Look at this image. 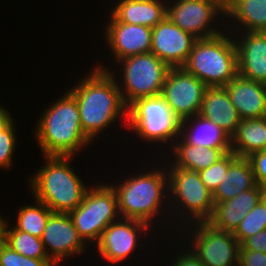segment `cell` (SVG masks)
<instances>
[{"mask_svg":"<svg viewBox=\"0 0 266 266\" xmlns=\"http://www.w3.org/2000/svg\"><path fill=\"white\" fill-rule=\"evenodd\" d=\"M92 70L69 91L77 101L82 130L91 141L119 117L128 122V107L114 73L99 65Z\"/></svg>","mask_w":266,"mask_h":266,"instance_id":"cell-1","label":"cell"},{"mask_svg":"<svg viewBox=\"0 0 266 266\" xmlns=\"http://www.w3.org/2000/svg\"><path fill=\"white\" fill-rule=\"evenodd\" d=\"M35 137L44 156L73 157L92 142L82 130L79 107L69 90L45 110Z\"/></svg>","mask_w":266,"mask_h":266,"instance_id":"cell-2","label":"cell"},{"mask_svg":"<svg viewBox=\"0 0 266 266\" xmlns=\"http://www.w3.org/2000/svg\"><path fill=\"white\" fill-rule=\"evenodd\" d=\"M45 158L46 164L29 179L34 199L53 213H69L82 203L88 187L71 168V156Z\"/></svg>","mask_w":266,"mask_h":266,"instance_id":"cell-3","label":"cell"},{"mask_svg":"<svg viewBox=\"0 0 266 266\" xmlns=\"http://www.w3.org/2000/svg\"><path fill=\"white\" fill-rule=\"evenodd\" d=\"M131 177L121 181L118 186L111 185L117 195L119 215L121 218L136 219L150 225L152 218L159 215V210L165 208L162 205L164 201V205L167 203L166 197L170 198L166 195L169 194L167 170L153 168Z\"/></svg>","mask_w":266,"mask_h":266,"instance_id":"cell-4","label":"cell"},{"mask_svg":"<svg viewBox=\"0 0 266 266\" xmlns=\"http://www.w3.org/2000/svg\"><path fill=\"white\" fill-rule=\"evenodd\" d=\"M231 38L221 33L197 39L182 68L208 87L226 86L238 75L235 39Z\"/></svg>","mask_w":266,"mask_h":266,"instance_id":"cell-5","label":"cell"},{"mask_svg":"<svg viewBox=\"0 0 266 266\" xmlns=\"http://www.w3.org/2000/svg\"><path fill=\"white\" fill-rule=\"evenodd\" d=\"M68 214L83 241L97 243L104 229L120 218L116 192L111 184L88 188L82 203Z\"/></svg>","mask_w":266,"mask_h":266,"instance_id":"cell-6","label":"cell"},{"mask_svg":"<svg viewBox=\"0 0 266 266\" xmlns=\"http://www.w3.org/2000/svg\"><path fill=\"white\" fill-rule=\"evenodd\" d=\"M117 62L124 66L121 75L124 87H119L118 83V88L127 107L137 99L161 95L171 67L156 55L149 52L129 56Z\"/></svg>","mask_w":266,"mask_h":266,"instance_id":"cell-7","label":"cell"},{"mask_svg":"<svg viewBox=\"0 0 266 266\" xmlns=\"http://www.w3.org/2000/svg\"><path fill=\"white\" fill-rule=\"evenodd\" d=\"M180 122L161 95L137 99L128 107V125L146 142H175Z\"/></svg>","mask_w":266,"mask_h":266,"instance_id":"cell-8","label":"cell"},{"mask_svg":"<svg viewBox=\"0 0 266 266\" xmlns=\"http://www.w3.org/2000/svg\"><path fill=\"white\" fill-rule=\"evenodd\" d=\"M170 166L167 169V174L168 196H171V198L168 200H173L170 201L173 204L175 200L174 205L178 204L176 205L179 208L178 211L181 206V211H183L180 213V217L182 215L184 217L183 213H186L187 218L190 215L189 218L193 223L194 221L206 222L210 218L214 207L212 192L204 185L198 172L172 167L171 164Z\"/></svg>","mask_w":266,"mask_h":266,"instance_id":"cell-9","label":"cell"},{"mask_svg":"<svg viewBox=\"0 0 266 266\" xmlns=\"http://www.w3.org/2000/svg\"><path fill=\"white\" fill-rule=\"evenodd\" d=\"M172 3L167 4V17L195 38H210L222 33L211 24L221 13L225 15V0H175Z\"/></svg>","mask_w":266,"mask_h":266,"instance_id":"cell-10","label":"cell"},{"mask_svg":"<svg viewBox=\"0 0 266 266\" xmlns=\"http://www.w3.org/2000/svg\"><path fill=\"white\" fill-rule=\"evenodd\" d=\"M191 250L205 266H238L240 243L232 232L195 222ZM194 246V247H193Z\"/></svg>","mask_w":266,"mask_h":266,"instance_id":"cell-11","label":"cell"},{"mask_svg":"<svg viewBox=\"0 0 266 266\" xmlns=\"http://www.w3.org/2000/svg\"><path fill=\"white\" fill-rule=\"evenodd\" d=\"M207 85L182 67L171 68L161 96L180 120L198 115Z\"/></svg>","mask_w":266,"mask_h":266,"instance_id":"cell-12","label":"cell"},{"mask_svg":"<svg viewBox=\"0 0 266 266\" xmlns=\"http://www.w3.org/2000/svg\"><path fill=\"white\" fill-rule=\"evenodd\" d=\"M196 40L166 17L152 28L150 52L171 68L182 67Z\"/></svg>","mask_w":266,"mask_h":266,"instance_id":"cell-13","label":"cell"},{"mask_svg":"<svg viewBox=\"0 0 266 266\" xmlns=\"http://www.w3.org/2000/svg\"><path fill=\"white\" fill-rule=\"evenodd\" d=\"M149 227L148 223L136 219L119 218L112 222L104 229L97 242L100 256L112 263L127 259L135 251L136 244H139L137 241L139 235H142L140 233H144Z\"/></svg>","mask_w":266,"mask_h":266,"instance_id":"cell-14","label":"cell"},{"mask_svg":"<svg viewBox=\"0 0 266 266\" xmlns=\"http://www.w3.org/2000/svg\"><path fill=\"white\" fill-rule=\"evenodd\" d=\"M41 240L49 259L55 265L71 255L83 253L87 247L68 213H52Z\"/></svg>","mask_w":266,"mask_h":266,"instance_id":"cell-15","label":"cell"},{"mask_svg":"<svg viewBox=\"0 0 266 266\" xmlns=\"http://www.w3.org/2000/svg\"><path fill=\"white\" fill-rule=\"evenodd\" d=\"M110 51L116 61L126 57L149 53L151 50L152 28L117 21L111 14L105 28Z\"/></svg>","mask_w":266,"mask_h":266,"instance_id":"cell-16","label":"cell"},{"mask_svg":"<svg viewBox=\"0 0 266 266\" xmlns=\"http://www.w3.org/2000/svg\"><path fill=\"white\" fill-rule=\"evenodd\" d=\"M245 33L239 35V41L236 35L233 36L237 50L238 74L266 84V32Z\"/></svg>","mask_w":266,"mask_h":266,"instance_id":"cell-17","label":"cell"},{"mask_svg":"<svg viewBox=\"0 0 266 266\" xmlns=\"http://www.w3.org/2000/svg\"><path fill=\"white\" fill-rule=\"evenodd\" d=\"M224 87L241 119L266 117V84L238 74Z\"/></svg>","mask_w":266,"mask_h":266,"instance_id":"cell-18","label":"cell"},{"mask_svg":"<svg viewBox=\"0 0 266 266\" xmlns=\"http://www.w3.org/2000/svg\"><path fill=\"white\" fill-rule=\"evenodd\" d=\"M260 202V185L240 193L233 199L214 203L210 218L206 221L216 229L234 232L246 214Z\"/></svg>","mask_w":266,"mask_h":266,"instance_id":"cell-19","label":"cell"},{"mask_svg":"<svg viewBox=\"0 0 266 266\" xmlns=\"http://www.w3.org/2000/svg\"><path fill=\"white\" fill-rule=\"evenodd\" d=\"M199 114L221 127L230 137L242 120L224 86L207 87Z\"/></svg>","mask_w":266,"mask_h":266,"instance_id":"cell-20","label":"cell"},{"mask_svg":"<svg viewBox=\"0 0 266 266\" xmlns=\"http://www.w3.org/2000/svg\"><path fill=\"white\" fill-rule=\"evenodd\" d=\"M179 136L189 145L231 151V137L221 127L200 114L180 122Z\"/></svg>","mask_w":266,"mask_h":266,"instance_id":"cell-21","label":"cell"},{"mask_svg":"<svg viewBox=\"0 0 266 266\" xmlns=\"http://www.w3.org/2000/svg\"><path fill=\"white\" fill-rule=\"evenodd\" d=\"M167 3L161 0H120L110 12L119 22L153 28L167 17Z\"/></svg>","mask_w":266,"mask_h":266,"instance_id":"cell-22","label":"cell"},{"mask_svg":"<svg viewBox=\"0 0 266 266\" xmlns=\"http://www.w3.org/2000/svg\"><path fill=\"white\" fill-rule=\"evenodd\" d=\"M257 185L250 161L246 157H238L230 166L222 183L212 193L214 203H222L233 199L240 193Z\"/></svg>","mask_w":266,"mask_h":266,"instance_id":"cell-23","label":"cell"},{"mask_svg":"<svg viewBox=\"0 0 266 266\" xmlns=\"http://www.w3.org/2000/svg\"><path fill=\"white\" fill-rule=\"evenodd\" d=\"M171 150L175 157L172 160L174 162L172 166L196 172L210 167L227 153L224 148H201L189 145L182 139L174 142Z\"/></svg>","mask_w":266,"mask_h":266,"instance_id":"cell-24","label":"cell"},{"mask_svg":"<svg viewBox=\"0 0 266 266\" xmlns=\"http://www.w3.org/2000/svg\"><path fill=\"white\" fill-rule=\"evenodd\" d=\"M266 150V117L242 119L231 137V151L238 157H248Z\"/></svg>","mask_w":266,"mask_h":266,"instance_id":"cell-25","label":"cell"},{"mask_svg":"<svg viewBox=\"0 0 266 266\" xmlns=\"http://www.w3.org/2000/svg\"><path fill=\"white\" fill-rule=\"evenodd\" d=\"M239 22L245 32H266V0H225V17Z\"/></svg>","mask_w":266,"mask_h":266,"instance_id":"cell-26","label":"cell"},{"mask_svg":"<svg viewBox=\"0 0 266 266\" xmlns=\"http://www.w3.org/2000/svg\"><path fill=\"white\" fill-rule=\"evenodd\" d=\"M7 223L8 222L6 221L3 235V242L6 245L24 257L49 259L41 238L17 230L14 226H11L9 230V224Z\"/></svg>","mask_w":266,"mask_h":266,"instance_id":"cell-27","label":"cell"},{"mask_svg":"<svg viewBox=\"0 0 266 266\" xmlns=\"http://www.w3.org/2000/svg\"><path fill=\"white\" fill-rule=\"evenodd\" d=\"M34 202L36 203L34 206L27 205L19 209L17 222L14 227L17 230L41 238L49 217L53 212L44 203L37 200Z\"/></svg>","mask_w":266,"mask_h":266,"instance_id":"cell-28","label":"cell"},{"mask_svg":"<svg viewBox=\"0 0 266 266\" xmlns=\"http://www.w3.org/2000/svg\"><path fill=\"white\" fill-rule=\"evenodd\" d=\"M266 229V207L260 201L239 223L233 236L241 244L245 239Z\"/></svg>","mask_w":266,"mask_h":266,"instance_id":"cell-29","label":"cell"},{"mask_svg":"<svg viewBox=\"0 0 266 266\" xmlns=\"http://www.w3.org/2000/svg\"><path fill=\"white\" fill-rule=\"evenodd\" d=\"M237 158L238 156L234 152H227L221 159L212 164L210 167L198 172L202 182L212 193L216 190L219 184L222 183L229 166Z\"/></svg>","mask_w":266,"mask_h":266,"instance_id":"cell-30","label":"cell"},{"mask_svg":"<svg viewBox=\"0 0 266 266\" xmlns=\"http://www.w3.org/2000/svg\"><path fill=\"white\" fill-rule=\"evenodd\" d=\"M0 266H56L50 259L24 257L0 242Z\"/></svg>","mask_w":266,"mask_h":266,"instance_id":"cell-31","label":"cell"},{"mask_svg":"<svg viewBox=\"0 0 266 266\" xmlns=\"http://www.w3.org/2000/svg\"><path fill=\"white\" fill-rule=\"evenodd\" d=\"M15 123L13 118L0 129V169H7L12 165V156H14V149L16 143Z\"/></svg>","mask_w":266,"mask_h":266,"instance_id":"cell-32","label":"cell"},{"mask_svg":"<svg viewBox=\"0 0 266 266\" xmlns=\"http://www.w3.org/2000/svg\"><path fill=\"white\" fill-rule=\"evenodd\" d=\"M246 158L250 161L256 183L266 184V150L253 152Z\"/></svg>","mask_w":266,"mask_h":266,"instance_id":"cell-33","label":"cell"},{"mask_svg":"<svg viewBox=\"0 0 266 266\" xmlns=\"http://www.w3.org/2000/svg\"><path fill=\"white\" fill-rule=\"evenodd\" d=\"M238 266H266V253L240 248Z\"/></svg>","mask_w":266,"mask_h":266,"instance_id":"cell-34","label":"cell"},{"mask_svg":"<svg viewBox=\"0 0 266 266\" xmlns=\"http://www.w3.org/2000/svg\"><path fill=\"white\" fill-rule=\"evenodd\" d=\"M240 248L266 253V229L245 239L240 244Z\"/></svg>","mask_w":266,"mask_h":266,"instance_id":"cell-35","label":"cell"},{"mask_svg":"<svg viewBox=\"0 0 266 266\" xmlns=\"http://www.w3.org/2000/svg\"><path fill=\"white\" fill-rule=\"evenodd\" d=\"M183 252L180 256L177 254L178 257L174 258V260H177H173L172 266H205L192 250L187 249V253Z\"/></svg>","mask_w":266,"mask_h":266,"instance_id":"cell-36","label":"cell"},{"mask_svg":"<svg viewBox=\"0 0 266 266\" xmlns=\"http://www.w3.org/2000/svg\"><path fill=\"white\" fill-rule=\"evenodd\" d=\"M9 113L10 112H8V110L0 106V129L4 127L12 119Z\"/></svg>","mask_w":266,"mask_h":266,"instance_id":"cell-37","label":"cell"},{"mask_svg":"<svg viewBox=\"0 0 266 266\" xmlns=\"http://www.w3.org/2000/svg\"><path fill=\"white\" fill-rule=\"evenodd\" d=\"M260 201L266 207V184L260 185Z\"/></svg>","mask_w":266,"mask_h":266,"instance_id":"cell-38","label":"cell"},{"mask_svg":"<svg viewBox=\"0 0 266 266\" xmlns=\"http://www.w3.org/2000/svg\"><path fill=\"white\" fill-rule=\"evenodd\" d=\"M6 221L7 220L0 215V242L3 241L4 227H5Z\"/></svg>","mask_w":266,"mask_h":266,"instance_id":"cell-39","label":"cell"}]
</instances>
